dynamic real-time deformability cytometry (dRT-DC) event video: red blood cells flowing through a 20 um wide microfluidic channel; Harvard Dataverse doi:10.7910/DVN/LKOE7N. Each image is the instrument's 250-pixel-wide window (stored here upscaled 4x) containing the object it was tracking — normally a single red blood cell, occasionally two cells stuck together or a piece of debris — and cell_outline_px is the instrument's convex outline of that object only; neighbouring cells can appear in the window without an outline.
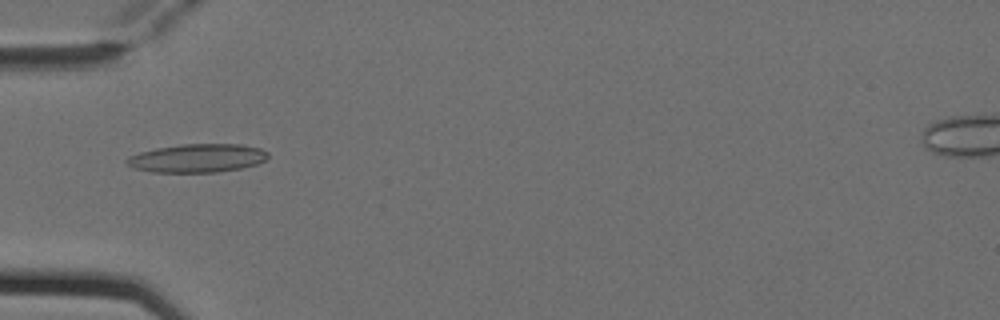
{"species": "Egyptian fruit bat (a non-hibernating species)", "species_latin": "Rousettus aegyptiacus", "temperature_condition": "cold", "stored_images_in_passage": 5, "camera_frame_rate_fps": 3000, "um_per_image_px": 0.085, "animal": {"sex": "female"}, "frame": {"image": 1, "passage_image": 5, "time_ms": 1.333, "image_size_px": [1000, 320], "cell_outline_px": [[268, 156], [264, 160], [256, 164], [240, 168], [216, 172], [152, 172], [136, 168], [128, 164], [124, 160], [128, 156], [140, 152], [156, 148], [180, 144], [240, 144], [260, 148], [268, 152]], "centroid_in_image_um": [16.76, 13.43], "position_along_channel_um": 68.2, "area_um2": 23.29}}